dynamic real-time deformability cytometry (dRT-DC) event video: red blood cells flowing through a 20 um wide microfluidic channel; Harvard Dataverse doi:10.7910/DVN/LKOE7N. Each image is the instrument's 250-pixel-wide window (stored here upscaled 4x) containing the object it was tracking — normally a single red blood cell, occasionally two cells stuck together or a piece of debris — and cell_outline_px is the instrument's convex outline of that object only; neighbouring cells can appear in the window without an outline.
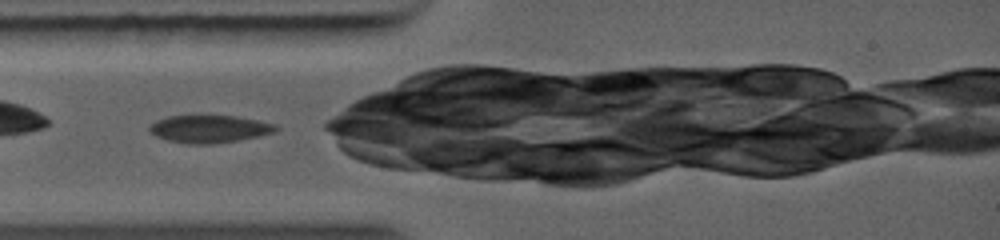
{"species": "common noctule bat (a hibernating species)", "species_latin": "Nyctalus noctula", "temperature_condition": "warm", "stored_images_in_passage": 43, "camera_frame_rate_fps": 5000, "um_per_image_px": 0.085, "animal": {"sex": "female", "body_mass_g": 19.0, "forearm_length_mm": 56.7}, "frame": {"image": 1, "passage_image": 1, "time_ms": 0.0, "image_size_px": [1000, 240], "cell_outline_px": [[276, 128], [268, 132], [252, 136], [232, 140], [176, 140], [160, 136], [152, 132], [148, 128], [152, 124], [168, 116], [236, 116], [256, 120], [272, 124]], "centroid_in_image_um": [17.77, 10.86], "position_along_channel_um": 67.2, "area_um2": 17.74}}
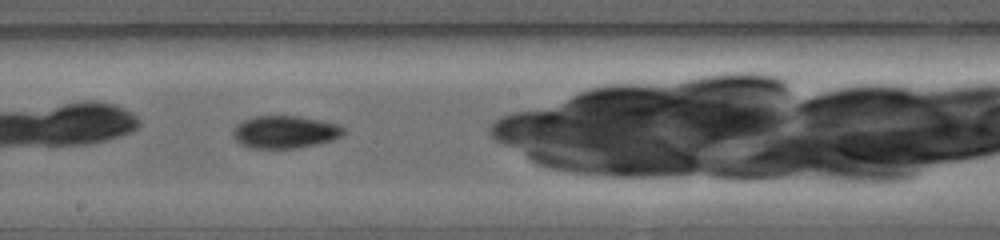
{"frame": {"image": 2, "passage_image": 24, "time_ms": 3.2, "image_size_px": [1000, 240], "cell_outline_px": [[344, 132], [336, 136], [324, 140], [304, 144], [248, 144], [240, 140], [236, 136], [236, 128], [244, 120], [256, 116], [296, 116], [336, 124], [344, 128]], "centroid_in_image_um": [24.27, 11.08], "position_along_channel_um": 223.9, "area_um2": 17.8}}
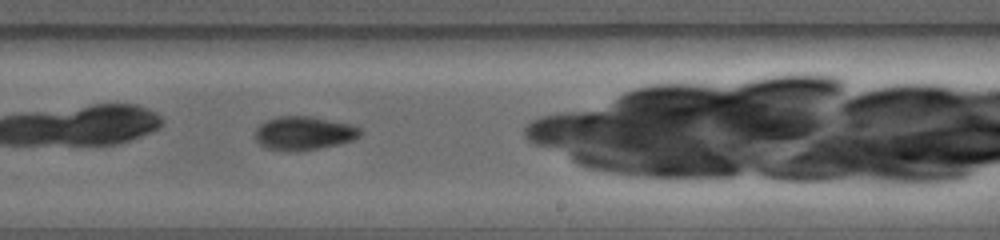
{"frame": {"image": 3, "passage_image": 28, "time_ms": 4.0, "image_size_px": [1000, 240], "cell_outline_px": [[360, 132], [356, 136], [348, 140], [328, 144], [304, 148], [284, 148], [264, 144], [256, 136], [256, 128], [260, 124], [268, 120], [280, 116], [308, 116], [348, 124], [360, 128]], "centroid_in_image_um": [25.81, 11.22], "position_along_channel_um": 263.2, "area_um2": 18.26}}